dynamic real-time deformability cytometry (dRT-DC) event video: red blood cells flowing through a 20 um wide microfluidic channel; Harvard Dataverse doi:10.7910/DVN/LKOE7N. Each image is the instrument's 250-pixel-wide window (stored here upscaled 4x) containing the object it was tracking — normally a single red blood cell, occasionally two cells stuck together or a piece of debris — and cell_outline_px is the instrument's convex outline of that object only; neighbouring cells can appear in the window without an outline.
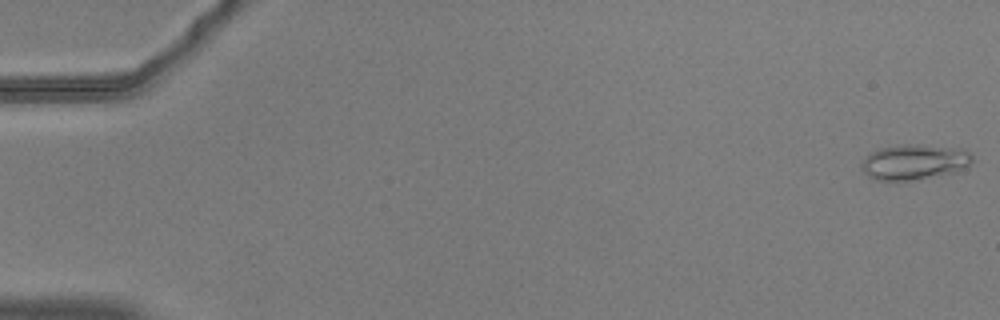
{"species": "common noctule bat (a hibernating species)", "species_latin": "Nyctalus noctula", "temperature_condition": "warm", "stored_images_in_passage": 56, "camera_frame_rate_fps": 3000, "um_per_image_px": 0.085, "animal": {"sex": "male", "body_mass_g": 20.5, "forearm_length_mm": 52.5}, "frame": {"image": 1, "passage_image": 1, "time_ms": 0.0, "image_size_px": [1000, 320], "cell_outline_px": [[972, 160], [968, 164], [956, 172], [916, 180], [876, 180], [868, 176], [860, 168], [860, 164], [872, 152], [880, 148], [904, 144], [964, 148], [972, 156]], "centroid_in_image_um": [77.71, 13.78], "position_along_channel_um": 7.3, "area_um2": 22.6}}
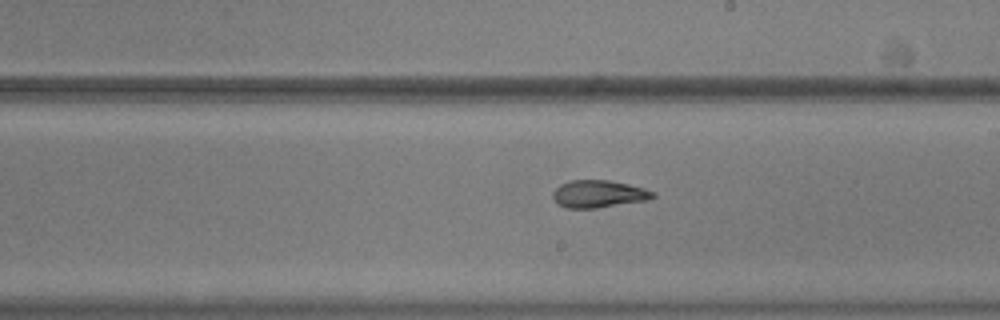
{"frame": {"image": 2, "passage_image": 33, "time_ms": 10.667, "image_size_px": [1000, 320], "cell_outline_px": [[656, 196], [648, 200], [596, 208], [564, 208], [556, 204], [552, 196], [552, 192], [560, 184], [572, 180], [608, 180], [628, 184], [644, 188], [656, 192]], "centroid_in_image_um": [50.87, 16.49], "position_along_channel_um": 238.1, "area_um2": 16.13}}
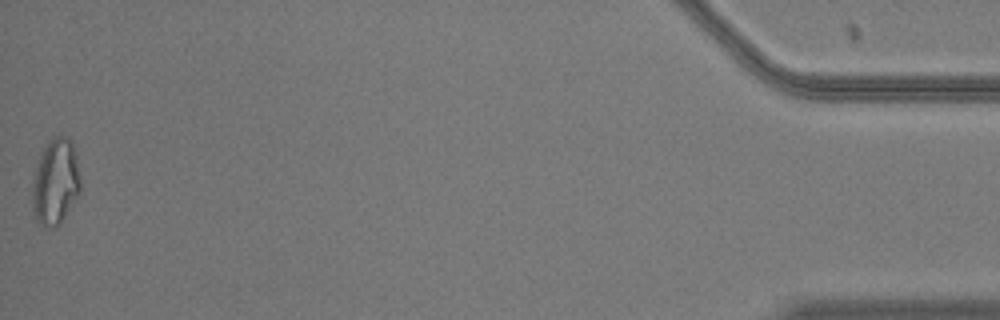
{"frame": {"image": 3, "passage_image": 56, "time_ms": 18.333, "image_size_px": [1000, 320], "cell_outline_px": [[80, 192], [60, 224], [52, 228], [44, 228], [36, 220], [32, 212], [32, 188], [36, 168], [40, 156], [44, 148], [56, 136], [68, 136], [72, 144], [76, 156], [80, 176]], "centroid_in_image_um": [4.71, 15.52], "position_along_channel_um": 430.5, "area_um2": 23.99}, "authors_computed_cell_mechanics": {"area_um2": 17.7735, "velocity_mm_per_s": 3.6788, "shape_relaxation_time_tau1_ms": 6.6295, "shape_relaxation_time_tau2_ms": 2.9515, "deformation_change_tau1": 0.1895, "deformation_change_tau2": 0.1134}}